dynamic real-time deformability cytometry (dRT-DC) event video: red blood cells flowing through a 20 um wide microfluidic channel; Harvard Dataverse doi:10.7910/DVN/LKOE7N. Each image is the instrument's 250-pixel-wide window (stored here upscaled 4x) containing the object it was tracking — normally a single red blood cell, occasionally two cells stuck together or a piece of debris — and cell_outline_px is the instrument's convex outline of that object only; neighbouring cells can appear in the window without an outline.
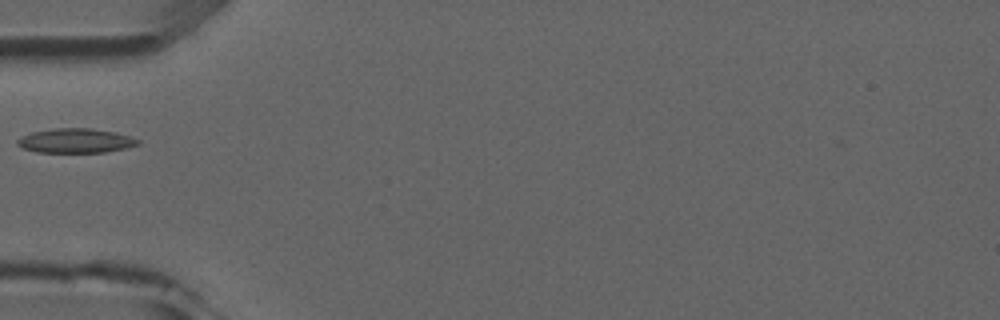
{"species": "common noctule bat (a hibernating species)", "species_latin": "Nyctalus noctula", "temperature_condition": "room temperature", "stored_images_in_passage": 7, "camera_frame_rate_fps": 3000, "um_per_image_px": 0.085, "animal": {"sex": "male", "forearm_length_mm": 52.5}, "frame": {"image": 1, "passage_image": 5, "time_ms": 4.667, "image_size_px": [1000, 320], "cell_outline_px": [[140, 144], [124, 148], [104, 152], [36, 152], [24, 148], [16, 144], [16, 140], [20, 136], [32, 132], [52, 128], [88, 128], [116, 132], [140, 140]], "centroid_in_image_um": [6.39, 11.95], "position_along_channel_um": 78.6, "area_um2": 17.11}}
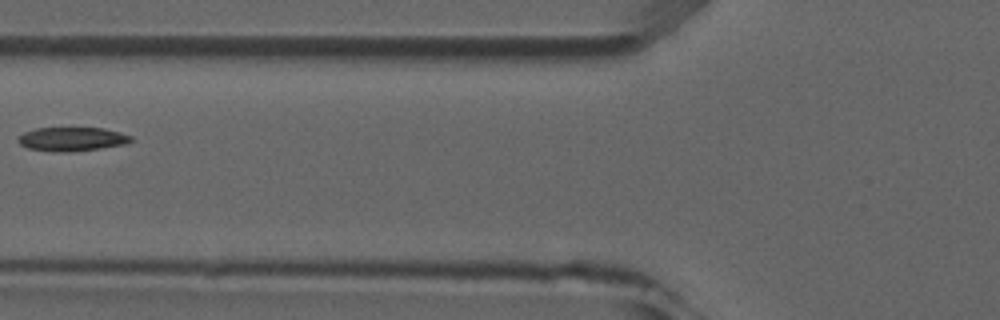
{"frame": {"image": 2, "passage_image": 6, "time_ms": 5.667, "image_size_px": [1000, 320], "cell_outline_px": [[132, 140], [128, 144], [100, 148], [68, 152], [60, 152], [28, 148], [20, 144], [16, 140], [24, 132], [36, 128], [104, 128], [120, 132], [132, 136]], "centroid_in_image_um": [6.14, 11.82], "position_along_channel_um": 119.7, "area_um2": 15.66}}
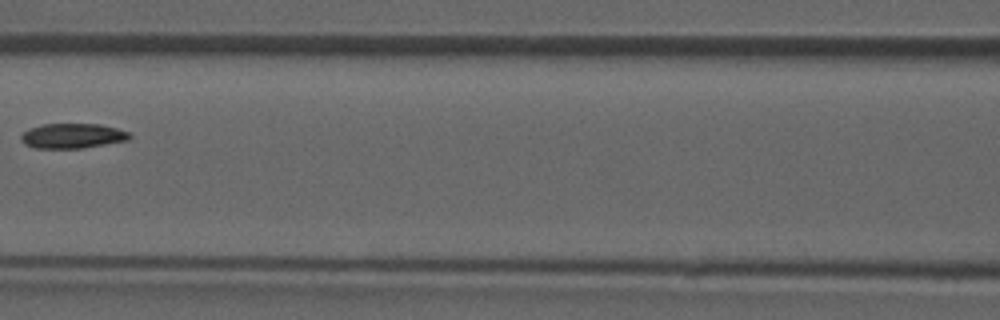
{"frame": {"image": 3, "passage_image": 7, "time_ms": 6.667, "image_size_px": [1000, 320], "cell_outline_px": [[132, 136], [128, 140], [84, 148], [36, 148], [24, 144], [20, 140], [20, 136], [24, 132], [32, 128], [44, 124], [100, 124], [116, 128], [128, 132]], "centroid_in_image_um": [6.17, 11.55], "position_along_channel_um": 160.4, "area_um2": 15.66}}